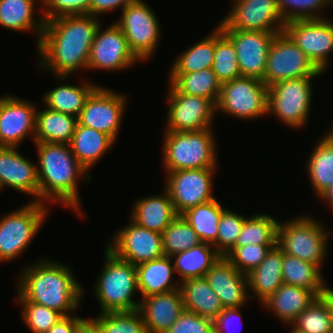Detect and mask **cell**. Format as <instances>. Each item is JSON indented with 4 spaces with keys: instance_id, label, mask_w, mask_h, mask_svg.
Listing matches in <instances>:
<instances>
[{
    "instance_id": "obj_1",
    "label": "cell",
    "mask_w": 333,
    "mask_h": 333,
    "mask_svg": "<svg viewBox=\"0 0 333 333\" xmlns=\"http://www.w3.org/2000/svg\"><path fill=\"white\" fill-rule=\"evenodd\" d=\"M92 15L62 16L44 24L36 46L39 68L48 70L56 80L66 81L77 71H87L90 49L100 23Z\"/></svg>"
},
{
    "instance_id": "obj_2",
    "label": "cell",
    "mask_w": 333,
    "mask_h": 333,
    "mask_svg": "<svg viewBox=\"0 0 333 333\" xmlns=\"http://www.w3.org/2000/svg\"><path fill=\"white\" fill-rule=\"evenodd\" d=\"M44 259L27 265L18 273L16 299L35 302L62 316L76 314L83 303L84 288L70 266Z\"/></svg>"
},
{
    "instance_id": "obj_3",
    "label": "cell",
    "mask_w": 333,
    "mask_h": 333,
    "mask_svg": "<svg viewBox=\"0 0 333 333\" xmlns=\"http://www.w3.org/2000/svg\"><path fill=\"white\" fill-rule=\"evenodd\" d=\"M38 157L39 202L58 203L85 217L81 208L79 180L92 181L69 144L34 142Z\"/></svg>"
},
{
    "instance_id": "obj_4",
    "label": "cell",
    "mask_w": 333,
    "mask_h": 333,
    "mask_svg": "<svg viewBox=\"0 0 333 333\" xmlns=\"http://www.w3.org/2000/svg\"><path fill=\"white\" fill-rule=\"evenodd\" d=\"M163 133L161 154L164 173L219 166L213 128L190 132L164 131Z\"/></svg>"
},
{
    "instance_id": "obj_5",
    "label": "cell",
    "mask_w": 333,
    "mask_h": 333,
    "mask_svg": "<svg viewBox=\"0 0 333 333\" xmlns=\"http://www.w3.org/2000/svg\"><path fill=\"white\" fill-rule=\"evenodd\" d=\"M105 261L94 284L95 297L100 313L133 311L139 308L136 266L116 257L106 247Z\"/></svg>"
},
{
    "instance_id": "obj_6",
    "label": "cell",
    "mask_w": 333,
    "mask_h": 333,
    "mask_svg": "<svg viewBox=\"0 0 333 333\" xmlns=\"http://www.w3.org/2000/svg\"><path fill=\"white\" fill-rule=\"evenodd\" d=\"M314 216L304 215L279 221L277 245L283 253L317 265L321 270L328 255L331 233Z\"/></svg>"
},
{
    "instance_id": "obj_7",
    "label": "cell",
    "mask_w": 333,
    "mask_h": 333,
    "mask_svg": "<svg viewBox=\"0 0 333 333\" xmlns=\"http://www.w3.org/2000/svg\"><path fill=\"white\" fill-rule=\"evenodd\" d=\"M48 205L30 201L0 218V263L18 258L48 218Z\"/></svg>"
},
{
    "instance_id": "obj_8",
    "label": "cell",
    "mask_w": 333,
    "mask_h": 333,
    "mask_svg": "<svg viewBox=\"0 0 333 333\" xmlns=\"http://www.w3.org/2000/svg\"><path fill=\"white\" fill-rule=\"evenodd\" d=\"M316 78L284 80L268 87V115H274L289 128L300 130L305 127L313 103L312 80Z\"/></svg>"
},
{
    "instance_id": "obj_9",
    "label": "cell",
    "mask_w": 333,
    "mask_h": 333,
    "mask_svg": "<svg viewBox=\"0 0 333 333\" xmlns=\"http://www.w3.org/2000/svg\"><path fill=\"white\" fill-rule=\"evenodd\" d=\"M268 87L257 78L240 76L221 84L216 112L241 120L267 115Z\"/></svg>"
},
{
    "instance_id": "obj_10",
    "label": "cell",
    "mask_w": 333,
    "mask_h": 333,
    "mask_svg": "<svg viewBox=\"0 0 333 333\" xmlns=\"http://www.w3.org/2000/svg\"><path fill=\"white\" fill-rule=\"evenodd\" d=\"M121 12L115 23L124 33L130 49L141 63L151 59L162 33L156 13L143 0L128 4Z\"/></svg>"
},
{
    "instance_id": "obj_11",
    "label": "cell",
    "mask_w": 333,
    "mask_h": 333,
    "mask_svg": "<svg viewBox=\"0 0 333 333\" xmlns=\"http://www.w3.org/2000/svg\"><path fill=\"white\" fill-rule=\"evenodd\" d=\"M324 75L284 32L276 33L266 61L264 83Z\"/></svg>"
},
{
    "instance_id": "obj_12",
    "label": "cell",
    "mask_w": 333,
    "mask_h": 333,
    "mask_svg": "<svg viewBox=\"0 0 333 333\" xmlns=\"http://www.w3.org/2000/svg\"><path fill=\"white\" fill-rule=\"evenodd\" d=\"M165 131L190 132L214 128L216 105L207 98L180 93L168 85Z\"/></svg>"
},
{
    "instance_id": "obj_13",
    "label": "cell",
    "mask_w": 333,
    "mask_h": 333,
    "mask_svg": "<svg viewBox=\"0 0 333 333\" xmlns=\"http://www.w3.org/2000/svg\"><path fill=\"white\" fill-rule=\"evenodd\" d=\"M218 168L170 171L165 174L164 189L168 192L178 215L199 204L209 202L213 195L214 175Z\"/></svg>"
},
{
    "instance_id": "obj_14",
    "label": "cell",
    "mask_w": 333,
    "mask_h": 333,
    "mask_svg": "<svg viewBox=\"0 0 333 333\" xmlns=\"http://www.w3.org/2000/svg\"><path fill=\"white\" fill-rule=\"evenodd\" d=\"M283 31L321 72L329 70L330 54L333 53V20H293L284 25Z\"/></svg>"
},
{
    "instance_id": "obj_15",
    "label": "cell",
    "mask_w": 333,
    "mask_h": 333,
    "mask_svg": "<svg viewBox=\"0 0 333 333\" xmlns=\"http://www.w3.org/2000/svg\"><path fill=\"white\" fill-rule=\"evenodd\" d=\"M127 101L126 94L99 85L87 98L78 124L104 132L116 142Z\"/></svg>"
},
{
    "instance_id": "obj_16",
    "label": "cell",
    "mask_w": 333,
    "mask_h": 333,
    "mask_svg": "<svg viewBox=\"0 0 333 333\" xmlns=\"http://www.w3.org/2000/svg\"><path fill=\"white\" fill-rule=\"evenodd\" d=\"M231 4L229 13L217 24L220 29L283 31L286 23L279 11L277 0H234Z\"/></svg>"
},
{
    "instance_id": "obj_17",
    "label": "cell",
    "mask_w": 333,
    "mask_h": 333,
    "mask_svg": "<svg viewBox=\"0 0 333 333\" xmlns=\"http://www.w3.org/2000/svg\"><path fill=\"white\" fill-rule=\"evenodd\" d=\"M140 62L130 49L121 28L115 22L104 30L100 24L90 49L87 71L128 70Z\"/></svg>"
},
{
    "instance_id": "obj_18",
    "label": "cell",
    "mask_w": 333,
    "mask_h": 333,
    "mask_svg": "<svg viewBox=\"0 0 333 333\" xmlns=\"http://www.w3.org/2000/svg\"><path fill=\"white\" fill-rule=\"evenodd\" d=\"M106 248L134 266L164 256L162 234L145 229L129 218V223L114 232Z\"/></svg>"
},
{
    "instance_id": "obj_19",
    "label": "cell",
    "mask_w": 333,
    "mask_h": 333,
    "mask_svg": "<svg viewBox=\"0 0 333 333\" xmlns=\"http://www.w3.org/2000/svg\"><path fill=\"white\" fill-rule=\"evenodd\" d=\"M6 95L0 97V147H19L29 136L34 142L35 102Z\"/></svg>"
},
{
    "instance_id": "obj_20",
    "label": "cell",
    "mask_w": 333,
    "mask_h": 333,
    "mask_svg": "<svg viewBox=\"0 0 333 333\" xmlns=\"http://www.w3.org/2000/svg\"><path fill=\"white\" fill-rule=\"evenodd\" d=\"M236 49L241 76L264 82L266 61L272 41L279 32L221 29Z\"/></svg>"
},
{
    "instance_id": "obj_21",
    "label": "cell",
    "mask_w": 333,
    "mask_h": 333,
    "mask_svg": "<svg viewBox=\"0 0 333 333\" xmlns=\"http://www.w3.org/2000/svg\"><path fill=\"white\" fill-rule=\"evenodd\" d=\"M19 147H0V187L31 195L39 202L37 164L19 152ZM5 187V188H4Z\"/></svg>"
},
{
    "instance_id": "obj_22",
    "label": "cell",
    "mask_w": 333,
    "mask_h": 333,
    "mask_svg": "<svg viewBox=\"0 0 333 333\" xmlns=\"http://www.w3.org/2000/svg\"><path fill=\"white\" fill-rule=\"evenodd\" d=\"M224 308L244 307L250 301L247 274L239 272L224 256L204 276Z\"/></svg>"
},
{
    "instance_id": "obj_23",
    "label": "cell",
    "mask_w": 333,
    "mask_h": 333,
    "mask_svg": "<svg viewBox=\"0 0 333 333\" xmlns=\"http://www.w3.org/2000/svg\"><path fill=\"white\" fill-rule=\"evenodd\" d=\"M138 310L143 317L147 333H165L184 311L182 292L176 289L140 298Z\"/></svg>"
},
{
    "instance_id": "obj_24",
    "label": "cell",
    "mask_w": 333,
    "mask_h": 333,
    "mask_svg": "<svg viewBox=\"0 0 333 333\" xmlns=\"http://www.w3.org/2000/svg\"><path fill=\"white\" fill-rule=\"evenodd\" d=\"M133 204L130 219L145 229L161 234L178 216L164 188L162 194L140 197Z\"/></svg>"
},
{
    "instance_id": "obj_25",
    "label": "cell",
    "mask_w": 333,
    "mask_h": 333,
    "mask_svg": "<svg viewBox=\"0 0 333 333\" xmlns=\"http://www.w3.org/2000/svg\"><path fill=\"white\" fill-rule=\"evenodd\" d=\"M316 297L312 290L283 283L261 306L267 312H272L285 326H289Z\"/></svg>"
},
{
    "instance_id": "obj_26",
    "label": "cell",
    "mask_w": 333,
    "mask_h": 333,
    "mask_svg": "<svg viewBox=\"0 0 333 333\" xmlns=\"http://www.w3.org/2000/svg\"><path fill=\"white\" fill-rule=\"evenodd\" d=\"M250 300L256 298L260 304L266 301L283 284L282 249L276 245L269 250L259 266L247 274ZM254 295V296H253Z\"/></svg>"
},
{
    "instance_id": "obj_27",
    "label": "cell",
    "mask_w": 333,
    "mask_h": 333,
    "mask_svg": "<svg viewBox=\"0 0 333 333\" xmlns=\"http://www.w3.org/2000/svg\"><path fill=\"white\" fill-rule=\"evenodd\" d=\"M136 272L141 298L180 289V283L173 281L176 274L170 256L164 255L139 264L136 266Z\"/></svg>"
},
{
    "instance_id": "obj_28",
    "label": "cell",
    "mask_w": 333,
    "mask_h": 333,
    "mask_svg": "<svg viewBox=\"0 0 333 333\" xmlns=\"http://www.w3.org/2000/svg\"><path fill=\"white\" fill-rule=\"evenodd\" d=\"M41 0H0V26L17 32H35L38 45L45 21L42 14L35 18V4Z\"/></svg>"
},
{
    "instance_id": "obj_29",
    "label": "cell",
    "mask_w": 333,
    "mask_h": 333,
    "mask_svg": "<svg viewBox=\"0 0 333 333\" xmlns=\"http://www.w3.org/2000/svg\"><path fill=\"white\" fill-rule=\"evenodd\" d=\"M114 143L106 133L77 123L69 145L79 163L90 172Z\"/></svg>"
},
{
    "instance_id": "obj_30",
    "label": "cell",
    "mask_w": 333,
    "mask_h": 333,
    "mask_svg": "<svg viewBox=\"0 0 333 333\" xmlns=\"http://www.w3.org/2000/svg\"><path fill=\"white\" fill-rule=\"evenodd\" d=\"M36 111V129L34 142L70 144L78 123L71 114L53 111L43 106Z\"/></svg>"
},
{
    "instance_id": "obj_31",
    "label": "cell",
    "mask_w": 333,
    "mask_h": 333,
    "mask_svg": "<svg viewBox=\"0 0 333 333\" xmlns=\"http://www.w3.org/2000/svg\"><path fill=\"white\" fill-rule=\"evenodd\" d=\"M184 309L204 318L215 320L224 309L218 295L205 277L188 279L180 283Z\"/></svg>"
},
{
    "instance_id": "obj_32",
    "label": "cell",
    "mask_w": 333,
    "mask_h": 333,
    "mask_svg": "<svg viewBox=\"0 0 333 333\" xmlns=\"http://www.w3.org/2000/svg\"><path fill=\"white\" fill-rule=\"evenodd\" d=\"M88 81L89 80L81 81L83 83H79V85L60 83L61 85L46 91L45 94L42 95L41 103H44L43 105L45 107L53 111L78 117L87 98L99 86L98 84L96 85Z\"/></svg>"
},
{
    "instance_id": "obj_33",
    "label": "cell",
    "mask_w": 333,
    "mask_h": 333,
    "mask_svg": "<svg viewBox=\"0 0 333 333\" xmlns=\"http://www.w3.org/2000/svg\"><path fill=\"white\" fill-rule=\"evenodd\" d=\"M221 255L208 243H200L186 251L171 256L179 283L195 278H202L217 262Z\"/></svg>"
},
{
    "instance_id": "obj_34",
    "label": "cell",
    "mask_w": 333,
    "mask_h": 333,
    "mask_svg": "<svg viewBox=\"0 0 333 333\" xmlns=\"http://www.w3.org/2000/svg\"><path fill=\"white\" fill-rule=\"evenodd\" d=\"M321 271L317 265L283 253L282 250L283 283L312 290L317 296H322L329 285Z\"/></svg>"
},
{
    "instance_id": "obj_35",
    "label": "cell",
    "mask_w": 333,
    "mask_h": 333,
    "mask_svg": "<svg viewBox=\"0 0 333 333\" xmlns=\"http://www.w3.org/2000/svg\"><path fill=\"white\" fill-rule=\"evenodd\" d=\"M310 154L305 169L318 198L333 184V141L326 134L323 135Z\"/></svg>"
},
{
    "instance_id": "obj_36",
    "label": "cell",
    "mask_w": 333,
    "mask_h": 333,
    "mask_svg": "<svg viewBox=\"0 0 333 333\" xmlns=\"http://www.w3.org/2000/svg\"><path fill=\"white\" fill-rule=\"evenodd\" d=\"M217 198L186 210L181 215L197 233L202 243H208L217 251L218 226L222 213L227 209Z\"/></svg>"
},
{
    "instance_id": "obj_37",
    "label": "cell",
    "mask_w": 333,
    "mask_h": 333,
    "mask_svg": "<svg viewBox=\"0 0 333 333\" xmlns=\"http://www.w3.org/2000/svg\"><path fill=\"white\" fill-rule=\"evenodd\" d=\"M168 81L180 93L210 99L215 105L221 93V83L212 68L192 73H169Z\"/></svg>"
},
{
    "instance_id": "obj_38",
    "label": "cell",
    "mask_w": 333,
    "mask_h": 333,
    "mask_svg": "<svg viewBox=\"0 0 333 333\" xmlns=\"http://www.w3.org/2000/svg\"><path fill=\"white\" fill-rule=\"evenodd\" d=\"M215 52V28L203 39L176 57L171 65L170 73H192L212 68Z\"/></svg>"
},
{
    "instance_id": "obj_39",
    "label": "cell",
    "mask_w": 333,
    "mask_h": 333,
    "mask_svg": "<svg viewBox=\"0 0 333 333\" xmlns=\"http://www.w3.org/2000/svg\"><path fill=\"white\" fill-rule=\"evenodd\" d=\"M291 326L302 333H332L330 288L298 315Z\"/></svg>"
},
{
    "instance_id": "obj_40",
    "label": "cell",
    "mask_w": 333,
    "mask_h": 333,
    "mask_svg": "<svg viewBox=\"0 0 333 333\" xmlns=\"http://www.w3.org/2000/svg\"><path fill=\"white\" fill-rule=\"evenodd\" d=\"M277 218L264 213H254L243 223L234 247L251 244H277Z\"/></svg>"
},
{
    "instance_id": "obj_41",
    "label": "cell",
    "mask_w": 333,
    "mask_h": 333,
    "mask_svg": "<svg viewBox=\"0 0 333 333\" xmlns=\"http://www.w3.org/2000/svg\"><path fill=\"white\" fill-rule=\"evenodd\" d=\"M213 59L212 70L221 84L241 76L235 46L218 26Z\"/></svg>"
},
{
    "instance_id": "obj_42",
    "label": "cell",
    "mask_w": 333,
    "mask_h": 333,
    "mask_svg": "<svg viewBox=\"0 0 333 333\" xmlns=\"http://www.w3.org/2000/svg\"><path fill=\"white\" fill-rule=\"evenodd\" d=\"M100 333H147L143 317L139 310L107 312L88 317Z\"/></svg>"
},
{
    "instance_id": "obj_43",
    "label": "cell",
    "mask_w": 333,
    "mask_h": 333,
    "mask_svg": "<svg viewBox=\"0 0 333 333\" xmlns=\"http://www.w3.org/2000/svg\"><path fill=\"white\" fill-rule=\"evenodd\" d=\"M164 255L172 256L202 243L191 225L178 215L162 232Z\"/></svg>"
},
{
    "instance_id": "obj_44",
    "label": "cell",
    "mask_w": 333,
    "mask_h": 333,
    "mask_svg": "<svg viewBox=\"0 0 333 333\" xmlns=\"http://www.w3.org/2000/svg\"><path fill=\"white\" fill-rule=\"evenodd\" d=\"M333 0H277L279 11L285 23L293 20L324 19L323 11Z\"/></svg>"
},
{
    "instance_id": "obj_45",
    "label": "cell",
    "mask_w": 333,
    "mask_h": 333,
    "mask_svg": "<svg viewBox=\"0 0 333 333\" xmlns=\"http://www.w3.org/2000/svg\"><path fill=\"white\" fill-rule=\"evenodd\" d=\"M21 318L31 333H45L63 317L59 312L28 300H17Z\"/></svg>"
},
{
    "instance_id": "obj_46",
    "label": "cell",
    "mask_w": 333,
    "mask_h": 333,
    "mask_svg": "<svg viewBox=\"0 0 333 333\" xmlns=\"http://www.w3.org/2000/svg\"><path fill=\"white\" fill-rule=\"evenodd\" d=\"M277 244H251L233 247L224 257L237 268L239 272L248 274L259 266L271 248Z\"/></svg>"
},
{
    "instance_id": "obj_47",
    "label": "cell",
    "mask_w": 333,
    "mask_h": 333,
    "mask_svg": "<svg viewBox=\"0 0 333 333\" xmlns=\"http://www.w3.org/2000/svg\"><path fill=\"white\" fill-rule=\"evenodd\" d=\"M246 218L228 208L222 213L217 234V252L221 256H225L235 246Z\"/></svg>"
},
{
    "instance_id": "obj_48",
    "label": "cell",
    "mask_w": 333,
    "mask_h": 333,
    "mask_svg": "<svg viewBox=\"0 0 333 333\" xmlns=\"http://www.w3.org/2000/svg\"><path fill=\"white\" fill-rule=\"evenodd\" d=\"M40 12L44 21L56 17L90 15L91 0H41Z\"/></svg>"
},
{
    "instance_id": "obj_49",
    "label": "cell",
    "mask_w": 333,
    "mask_h": 333,
    "mask_svg": "<svg viewBox=\"0 0 333 333\" xmlns=\"http://www.w3.org/2000/svg\"><path fill=\"white\" fill-rule=\"evenodd\" d=\"M165 333H215L214 321L184 309Z\"/></svg>"
},
{
    "instance_id": "obj_50",
    "label": "cell",
    "mask_w": 333,
    "mask_h": 333,
    "mask_svg": "<svg viewBox=\"0 0 333 333\" xmlns=\"http://www.w3.org/2000/svg\"><path fill=\"white\" fill-rule=\"evenodd\" d=\"M241 308L242 307L224 308L214 320L215 333H231V328L235 326V322L237 324L238 320H241L242 318L240 312ZM232 329H235V327H233Z\"/></svg>"
},
{
    "instance_id": "obj_51",
    "label": "cell",
    "mask_w": 333,
    "mask_h": 333,
    "mask_svg": "<svg viewBox=\"0 0 333 333\" xmlns=\"http://www.w3.org/2000/svg\"><path fill=\"white\" fill-rule=\"evenodd\" d=\"M137 0H91L90 15L100 17L102 14L113 13L115 10L121 11Z\"/></svg>"
},
{
    "instance_id": "obj_52",
    "label": "cell",
    "mask_w": 333,
    "mask_h": 333,
    "mask_svg": "<svg viewBox=\"0 0 333 333\" xmlns=\"http://www.w3.org/2000/svg\"><path fill=\"white\" fill-rule=\"evenodd\" d=\"M86 319V317L83 318L75 314L63 316L50 330L45 333H75L76 329Z\"/></svg>"
},
{
    "instance_id": "obj_53",
    "label": "cell",
    "mask_w": 333,
    "mask_h": 333,
    "mask_svg": "<svg viewBox=\"0 0 333 333\" xmlns=\"http://www.w3.org/2000/svg\"><path fill=\"white\" fill-rule=\"evenodd\" d=\"M75 333H100L98 327L87 317V319L76 329Z\"/></svg>"
},
{
    "instance_id": "obj_54",
    "label": "cell",
    "mask_w": 333,
    "mask_h": 333,
    "mask_svg": "<svg viewBox=\"0 0 333 333\" xmlns=\"http://www.w3.org/2000/svg\"><path fill=\"white\" fill-rule=\"evenodd\" d=\"M318 199L323 200V202H326L328 204L327 206L330 207L331 210H333V184L325 190Z\"/></svg>"
},
{
    "instance_id": "obj_55",
    "label": "cell",
    "mask_w": 333,
    "mask_h": 333,
    "mask_svg": "<svg viewBox=\"0 0 333 333\" xmlns=\"http://www.w3.org/2000/svg\"><path fill=\"white\" fill-rule=\"evenodd\" d=\"M330 316L332 324V333H333V292L330 289Z\"/></svg>"
},
{
    "instance_id": "obj_56",
    "label": "cell",
    "mask_w": 333,
    "mask_h": 333,
    "mask_svg": "<svg viewBox=\"0 0 333 333\" xmlns=\"http://www.w3.org/2000/svg\"><path fill=\"white\" fill-rule=\"evenodd\" d=\"M332 129H330L328 132H326L325 134L333 141V124L331 125Z\"/></svg>"
},
{
    "instance_id": "obj_57",
    "label": "cell",
    "mask_w": 333,
    "mask_h": 333,
    "mask_svg": "<svg viewBox=\"0 0 333 333\" xmlns=\"http://www.w3.org/2000/svg\"><path fill=\"white\" fill-rule=\"evenodd\" d=\"M290 331H289V333H302V332H300V331H297V330H295L291 325H290Z\"/></svg>"
}]
</instances>
